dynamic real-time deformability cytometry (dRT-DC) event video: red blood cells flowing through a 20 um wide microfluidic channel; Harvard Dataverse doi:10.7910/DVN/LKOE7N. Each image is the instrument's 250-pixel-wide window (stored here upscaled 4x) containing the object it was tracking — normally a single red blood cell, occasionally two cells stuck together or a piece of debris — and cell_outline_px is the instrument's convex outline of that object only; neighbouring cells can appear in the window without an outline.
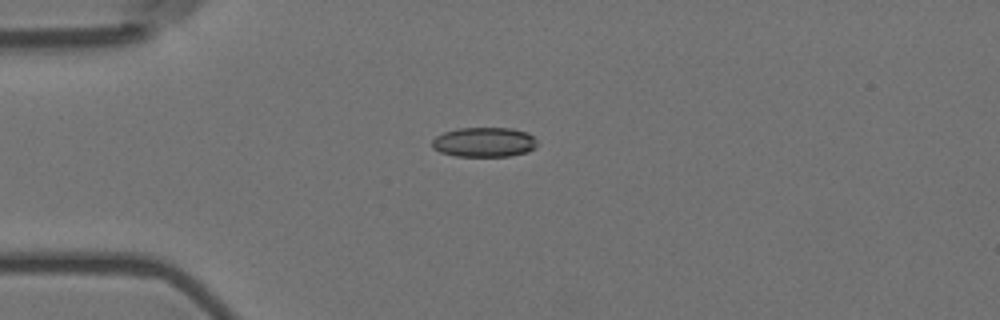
{"species": "Egyptian fruit bat (a non-hibernating species)", "species_latin": "Rousettus aegyptiacus", "temperature_condition": "room temperature", "stored_images_in_passage": 5, "camera_frame_rate_fps": 3000, "um_per_image_px": 0.085, "animal": {"sex": "female"}, "frame": {"image": 1, "passage_image": 5, "time_ms": 1.333, "image_size_px": [1000, 320], "cell_outline_px": [[536, 144], [528, 152], [512, 156], [456, 156], [440, 152], [432, 148], [432, 140], [436, 136], [444, 132], [456, 128], [512, 128], [528, 132], [536, 140]], "centroid_in_image_um": [41.14, 12.08], "position_along_channel_um": 43.9, "area_um2": 18.26}}